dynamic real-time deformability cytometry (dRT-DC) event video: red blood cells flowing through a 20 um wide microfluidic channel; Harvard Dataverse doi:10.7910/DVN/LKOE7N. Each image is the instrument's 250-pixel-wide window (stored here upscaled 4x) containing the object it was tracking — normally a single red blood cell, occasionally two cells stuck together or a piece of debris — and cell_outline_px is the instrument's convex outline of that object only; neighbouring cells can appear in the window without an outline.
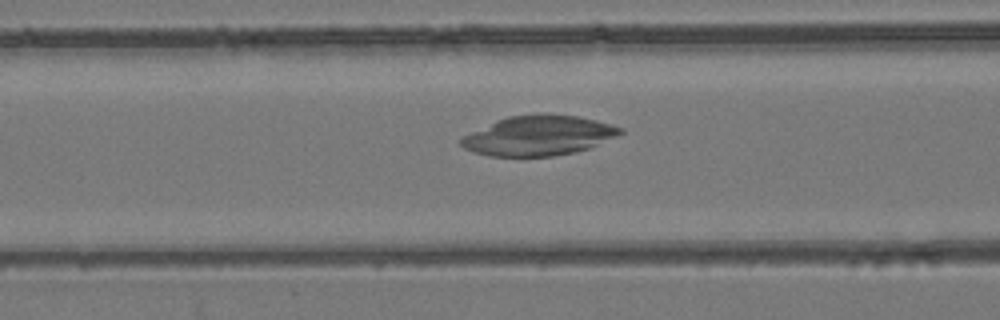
{"species": "common noctule bat (a hibernating species)", "species_latin": "Nyctalus noctula", "temperature_condition": "room temperature", "stored_images_in_passage": 30, "camera_frame_rate_fps": 3000, "um_per_image_px": 0.085, "animal": {"sex": "female", "body_mass_g": 24.6, "forearm_length_mm": 56.2}, "frame": {"image": 1, "passage_image": 6, "time_ms": 1.667, "image_size_px": [1000, 320], "cell_outline_px": [[624, 132], [616, 136], [588, 148], [572, 152], [552, 156], [488, 156], [472, 152], [464, 148], [460, 144], [460, 140], [464, 136], [496, 120], [508, 116], [576, 116], [596, 120], [624, 128]], "centroid_in_image_um": [45.76, 11.55], "position_along_channel_um": 120.8, "area_um2": 35.95}}
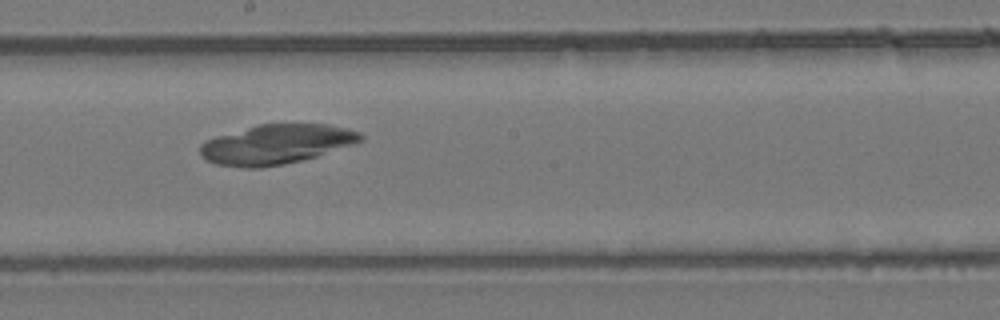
{"frame": {"image": 2, "passage_image": 14, "time_ms": 4.333, "image_size_px": [1000, 320], "cell_outline_px": [[364, 140], [316, 156], [284, 164], [260, 168], [244, 168], [216, 164], [200, 156], [200, 144], [204, 140], [216, 136], [256, 124], [328, 124], [348, 128], [360, 132], [364, 136]], "centroid_in_image_um": [23.45, 12.26], "position_along_channel_um": 224.7, "area_um2": 37.11}}
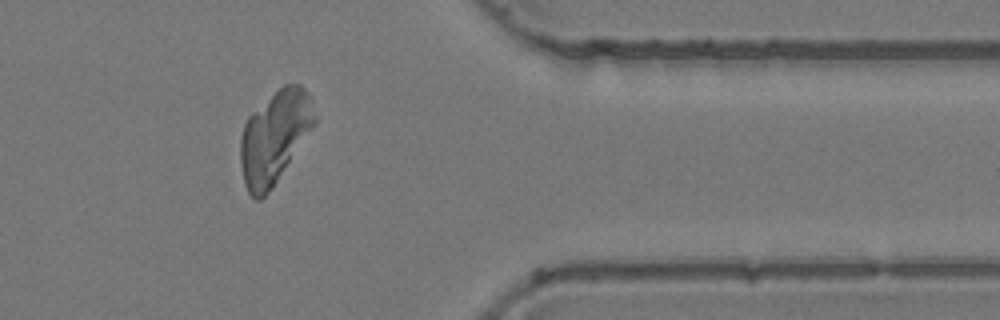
{"frame": {"image": 3, "passage_image": 28, "time_ms": 9.0, "image_size_px": [1000, 320], "cell_outline_px": [[316, 124], [272, 188], [260, 200], [256, 200], [248, 192], [244, 184], [240, 164], [240, 140], [244, 124], [248, 116], [252, 112], [284, 84], [300, 84], [308, 92], [316, 116]], "centroid_in_image_um": [23.34, 11.66], "position_along_channel_um": 388.1, "area_um2": 39.94}}